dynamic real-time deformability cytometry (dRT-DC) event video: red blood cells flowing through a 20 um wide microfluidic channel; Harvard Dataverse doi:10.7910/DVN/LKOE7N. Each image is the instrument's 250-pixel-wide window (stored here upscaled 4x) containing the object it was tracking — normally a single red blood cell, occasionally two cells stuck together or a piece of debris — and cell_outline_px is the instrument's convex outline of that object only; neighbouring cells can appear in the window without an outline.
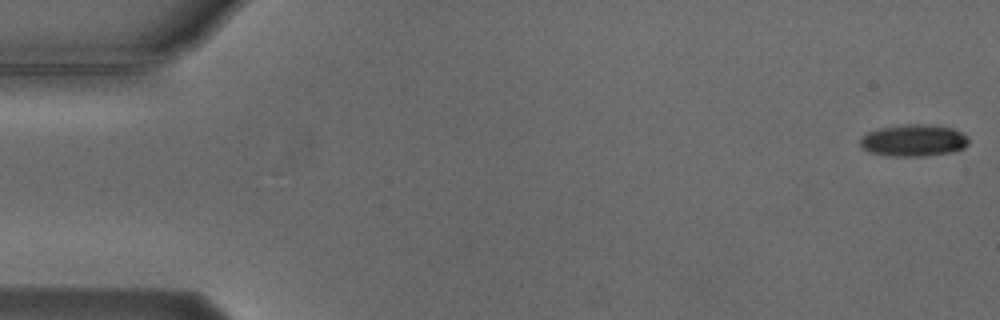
{"species": "Egyptian fruit bat (a non-hibernating species)", "species_latin": "Rousettus aegyptiacus", "temperature_condition": "cold", "stored_images_in_passage": 7, "camera_frame_rate_fps": 3000, "um_per_image_px": 0.085, "animal": {"sex": "male"}, "frame": {"image": 1, "passage_image": 1, "time_ms": 0.0, "image_size_px": [1000, 320], "cell_outline_px": [[968, 144], [964, 148], [948, 152], [920, 156], [896, 156], [872, 152], [864, 148], [860, 144], [860, 140], [868, 132], [880, 128], [904, 124], [928, 124], [952, 128], [968, 136]], "centroid_in_image_um": [77.69, 11.92], "position_along_channel_um": 7.3, "area_um2": 19.77}}
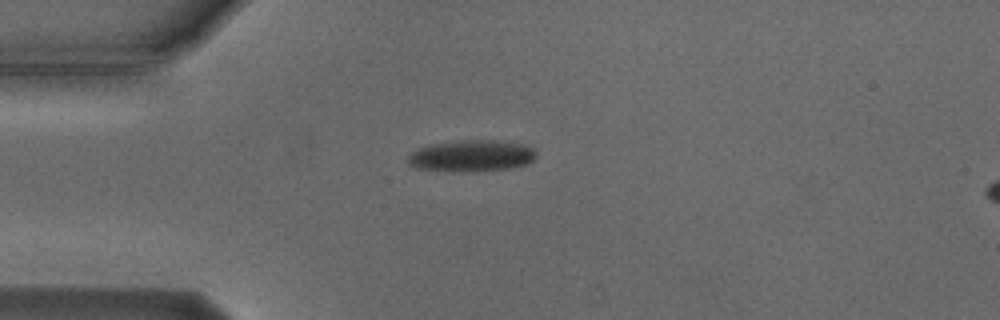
{"frame": {"image": 2, "passage_image": 4, "time_ms": 4.333, "image_size_px": [1000, 320], "cell_outline_px": [[536, 156], [528, 164], [508, 168], [472, 172], [452, 172], [416, 168], [408, 164], [408, 156], [416, 148], [428, 144], [448, 140], [496, 140], [524, 144], [532, 148], [536, 152]], "centroid_in_image_um": [40.02, 13.24], "position_along_channel_um": 45.0, "area_um2": 24.1}}
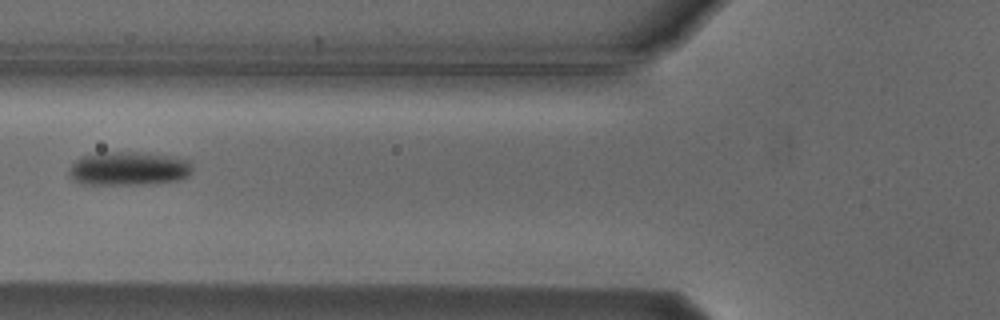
{"frame": {"image": 3, "passage_image": 6, "time_ms": 6.667, "image_size_px": [1000, 320], "cell_outline_px": [[192, 172], [188, 176], [176, 180], [144, 184], [80, 184], [72, 180], [68, 172], [68, 168], [80, 156], [100, 152], [144, 152], [176, 156], [188, 160], [192, 164]], "centroid_in_image_um": [10.91, 14.31], "position_along_channel_um": 114.9, "area_um2": 24.62}}